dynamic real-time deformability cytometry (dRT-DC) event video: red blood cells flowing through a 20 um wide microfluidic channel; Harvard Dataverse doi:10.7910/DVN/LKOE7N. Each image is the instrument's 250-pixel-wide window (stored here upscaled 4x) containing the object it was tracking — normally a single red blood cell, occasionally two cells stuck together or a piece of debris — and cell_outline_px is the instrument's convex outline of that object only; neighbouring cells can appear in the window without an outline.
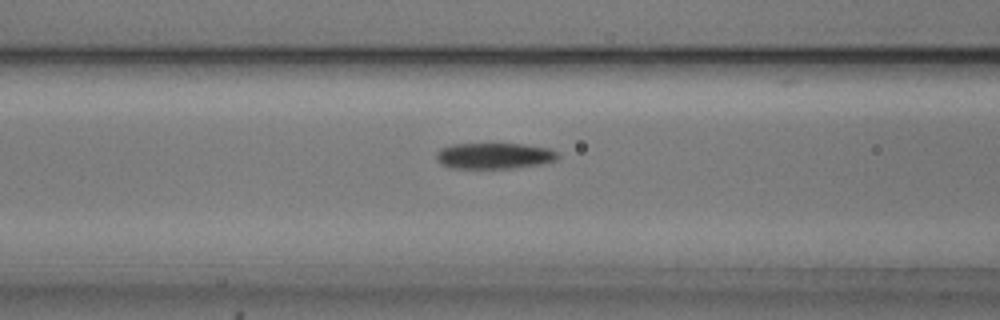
{"species": "common noctule bat (a hibernating species)", "species_latin": "Nyctalus noctula", "temperature_condition": "cold", "stored_images_in_passage": 38, "camera_frame_rate_fps": 3000, "um_per_image_px": 0.085, "animal": {"sex": "male", "body_mass_g": 20.5, "forearm_length_mm": 52.5}, "frame": {"image": 1, "passage_image": 6, "time_ms": 1.667, "image_size_px": [1000, 320], "cell_outline_px": [[560, 156], [556, 160], [540, 164], [512, 168], [452, 168], [440, 164], [436, 160], [436, 152], [440, 148], [452, 144], [524, 144], [548, 148], [560, 152]], "centroid_in_image_um": [42.01, 13.24], "position_along_channel_um": 124.6, "area_um2": 18.55}}
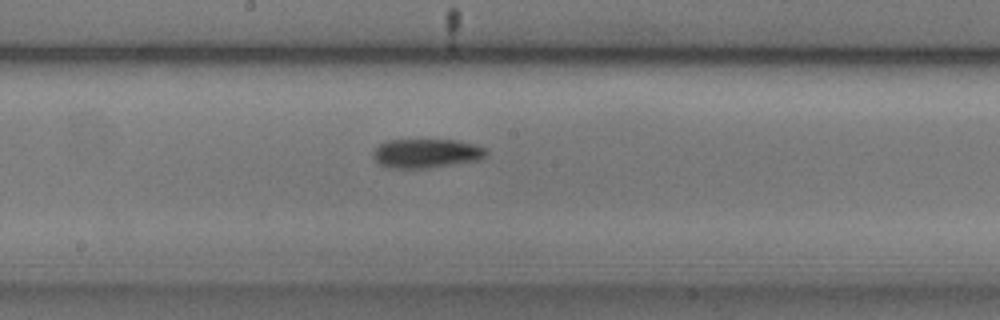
{"frame": {"image": 2, "passage_image": 13, "time_ms": 4.0, "image_size_px": [1000, 320], "cell_outline_px": [[488, 152], [480, 160], [428, 168], [384, 168], [372, 156], [372, 152], [380, 144], [388, 140], [456, 140], [476, 144], [484, 148]], "centroid_in_image_um": [36.23, 13.04], "position_along_channel_um": 212.0, "area_um2": 19.25}}
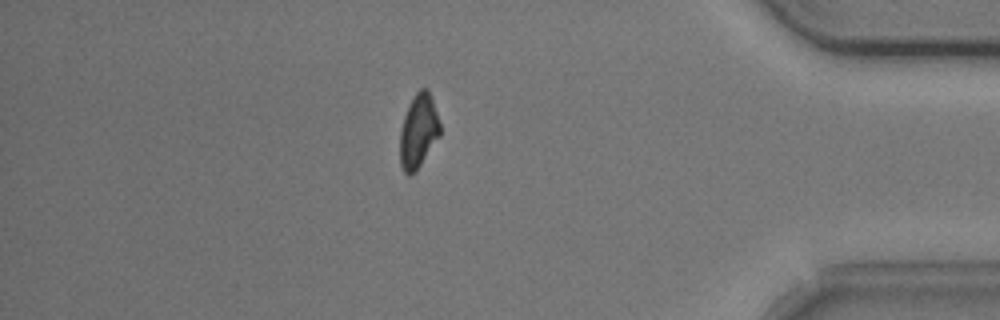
{"frame": {"image": 3, "passage_image": 31, "time_ms": 10.0, "image_size_px": [1000, 320], "cell_outline_px": [[440, 136], [420, 164], [408, 176], [404, 172], [400, 164], [400, 132], [404, 116], [408, 104], [412, 96], [420, 88], [428, 88], [440, 124]], "centroid_in_image_um": [35.55, 11.1], "position_along_channel_um": 399.6, "area_um2": 17.05}, "authors_computed_cell_mechanics": {"area_um2": 18.6694, "velocity_mm_per_s": 3.7392, "shape_relaxation_time_tau1_ms": 3.867, "shape_relaxation_time_tau2_ms": null, "deformation_change_tau1": 0.1238, "deformation_change_tau2": null}}